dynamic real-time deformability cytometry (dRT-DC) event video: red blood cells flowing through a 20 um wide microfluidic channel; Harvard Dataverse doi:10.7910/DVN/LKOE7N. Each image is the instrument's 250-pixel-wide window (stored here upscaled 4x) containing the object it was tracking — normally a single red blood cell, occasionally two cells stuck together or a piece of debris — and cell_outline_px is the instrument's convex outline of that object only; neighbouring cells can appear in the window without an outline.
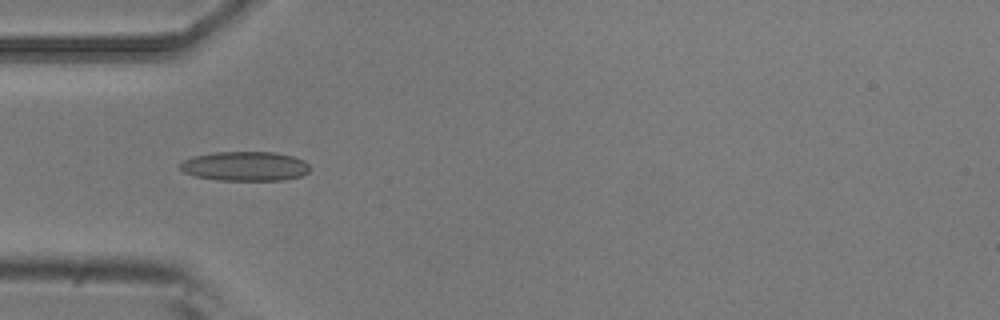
{"species": "common noctule bat (a hibernating species)", "species_latin": "Nyctalus noctula", "temperature_condition": "room temperature", "stored_images_in_passage": 3, "camera_frame_rate_fps": 3000, "um_per_image_px": 0.085, "animal": {"sex": "male", "body_mass_g": 20.5, "forearm_length_mm": 52.5}, "frame": {"image": 1, "passage_image": 1, "time_ms": 0.0, "image_size_px": [1000, 320], "cell_outline_px": [[308, 172], [300, 176], [284, 180], [216, 180], [196, 176], [184, 172], [180, 168], [180, 164], [184, 160], [192, 156], [216, 152], [272, 152], [292, 156], [304, 160], [308, 164]], "centroid_in_image_um": [20.82, 14.13], "position_along_channel_um": 64.2, "area_um2": 22.14}}
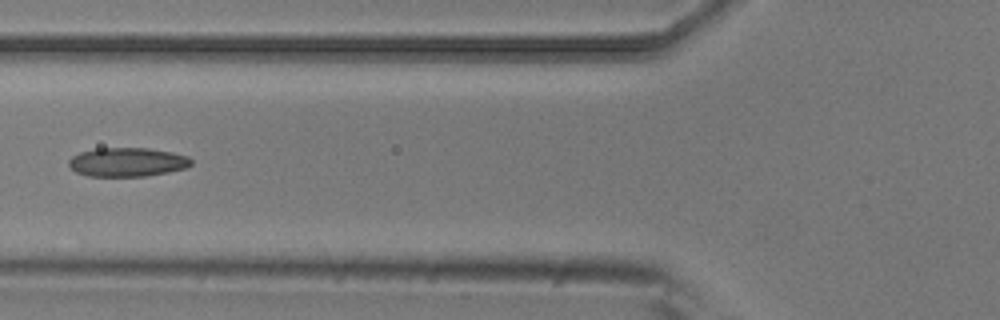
{"frame": {"image": 2, "passage_image": 2, "time_ms": 0.333, "image_size_px": [1000, 320], "cell_outline_px": [[192, 164], [188, 168], [168, 172], [144, 176], [88, 176], [76, 172], [68, 164], [68, 160], [72, 156], [80, 152], [96, 148], [148, 148], [172, 152], [188, 156], [192, 160]], "centroid_in_image_um": [10.84, 13.77], "position_along_channel_um": 115.0, "area_um2": 20.75}}
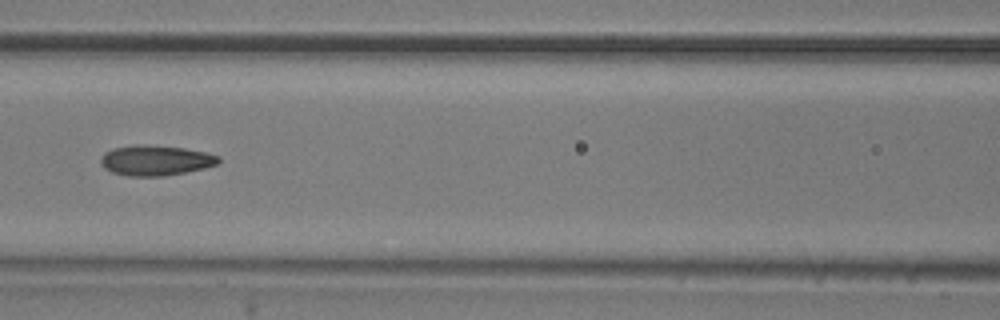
{"frame": {"image": 3, "passage_image": 3, "time_ms": 0.667, "image_size_px": [1000, 320], "cell_outline_px": [[220, 160], [216, 164], [204, 168], [164, 176], [128, 176], [112, 172], [104, 168], [100, 164], [100, 160], [104, 152], [112, 148], [136, 144], [144, 144], [184, 148], [204, 152], [220, 156]], "centroid_in_image_um": [13.18, 13.62], "position_along_channel_um": 153.4, "area_um2": 20.81}}